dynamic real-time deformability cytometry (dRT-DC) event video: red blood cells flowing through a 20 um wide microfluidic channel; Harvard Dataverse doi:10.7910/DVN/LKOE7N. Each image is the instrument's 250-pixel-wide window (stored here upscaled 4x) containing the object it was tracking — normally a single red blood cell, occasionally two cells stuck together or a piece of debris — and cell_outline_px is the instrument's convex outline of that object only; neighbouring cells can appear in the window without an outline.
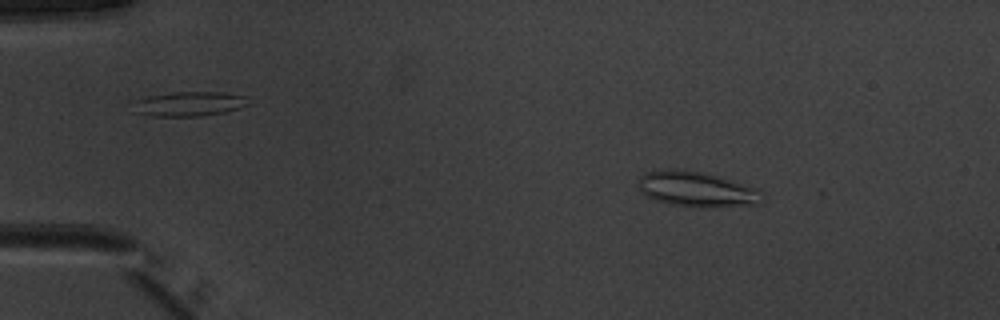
{"species": "common noctule bat (a hibernating species)", "species_latin": "Nyctalus noctula", "temperature_condition": "warm", "stored_images_in_passage": 46, "camera_frame_rate_fps": 3000, "um_per_image_px": 0.085, "animal": {"sex": "male", "body_mass_g": 20.1, "forearm_length_mm": 53.5}, "frame": {"image": 1, "passage_image": 3, "time_ms": 0.667, "image_size_px": [1000, 320], "cell_outline_px": [[764, 200], [760, 204], [704, 208], [696, 208], [668, 204], [644, 196], [640, 188], [640, 176], [644, 172], [704, 172], [760, 188]], "centroid_in_image_um": [59.33, 16.15], "position_along_channel_um": 25.7, "area_um2": 25.09}}
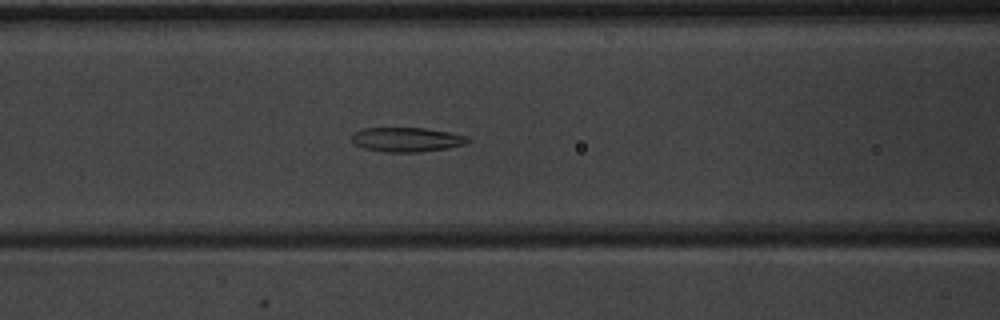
{"frame": {"image": 2, "passage_image": 17, "time_ms": 5.333, "image_size_px": [1000, 320], "cell_outline_px": [[472, 140], [464, 144], [448, 148], [420, 152], [384, 152], [364, 148], [356, 144], [352, 140], [352, 136], [356, 132], [364, 128], [424, 128], [448, 132], [468, 136]], "centroid_in_image_um": [34.61, 11.87], "position_along_channel_um": 132.0, "area_um2": 16.42}}
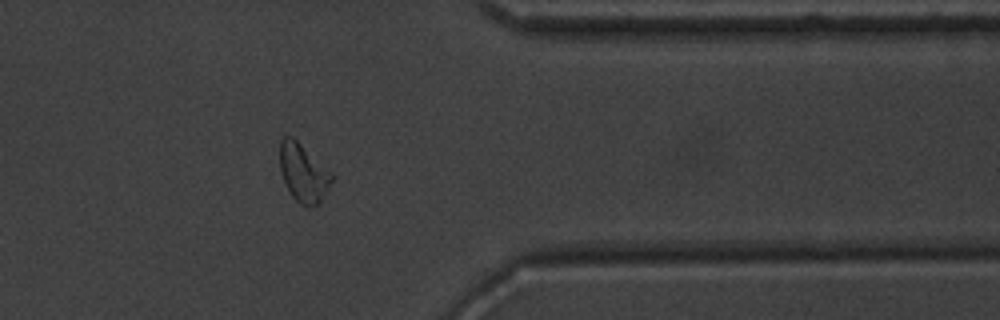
{"frame": {"image": 3, "passage_image": 37, "time_ms": 12.0, "image_size_px": [1000, 320], "cell_outline_px": [[336, 176], [320, 200], [316, 204], [308, 208], [300, 204], [288, 192], [280, 172], [280, 140], [284, 136], [292, 136], [332, 172]], "centroid_in_image_um": [25.78, 14.69], "position_along_channel_um": 385.6, "area_um2": 17.69}, "authors_computed_cell_mechanics": {"area_um2": 17.5134, "velocity_mm_per_s": 3.9667, "shape_relaxation_time_tau1_ms": null, "shape_relaxation_time_tau2_ms": 2.3022, "deformation_change_tau1": null, "deformation_change_tau2": 0.1071}}